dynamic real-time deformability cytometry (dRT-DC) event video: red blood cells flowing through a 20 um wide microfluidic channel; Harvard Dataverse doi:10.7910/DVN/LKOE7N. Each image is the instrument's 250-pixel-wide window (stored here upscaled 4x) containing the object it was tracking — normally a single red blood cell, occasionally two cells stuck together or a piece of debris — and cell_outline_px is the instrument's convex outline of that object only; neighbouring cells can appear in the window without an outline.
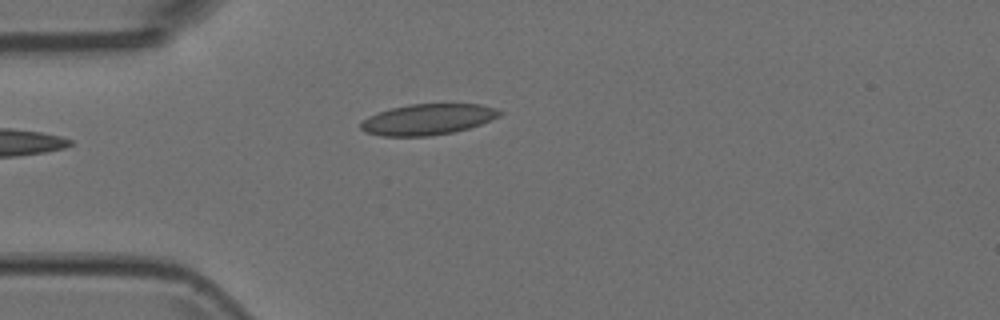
{"species": "Egyptian fruit bat (a non-hibernating species)", "species_latin": "Rousettus aegyptiacus", "temperature_condition": "room temperature", "stored_images_in_passage": 4, "camera_frame_rate_fps": 3000, "um_per_image_px": 0.085, "animal": {"sex": "female"}, "frame": {"image": 1, "passage_image": 4, "time_ms": 1.0, "image_size_px": [1000, 320], "cell_outline_px": [[504, 112], [500, 116], [480, 124], [468, 128], [452, 132], [428, 136], [380, 136], [364, 132], [360, 128], [360, 124], [368, 116], [392, 108], [408, 104], [480, 104], [496, 108]], "centroid_in_image_um": [36.36, 10.15], "position_along_channel_um": 48.6, "area_um2": 24.91}}